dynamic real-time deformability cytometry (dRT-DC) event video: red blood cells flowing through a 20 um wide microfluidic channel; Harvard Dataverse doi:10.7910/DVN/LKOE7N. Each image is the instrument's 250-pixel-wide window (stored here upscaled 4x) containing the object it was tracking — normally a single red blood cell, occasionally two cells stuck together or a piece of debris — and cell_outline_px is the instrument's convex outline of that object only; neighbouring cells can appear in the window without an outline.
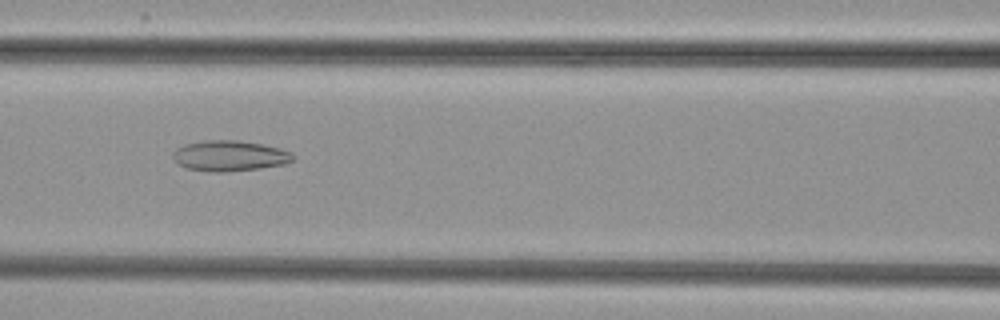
{"species": "common noctule bat (a hibernating species)", "species_latin": "Nyctalus noctula", "temperature_condition": "cold", "stored_images_in_passage": 53, "camera_frame_rate_fps": 3000, "um_per_image_px": 0.085, "animal": {"sex": "female", "body_mass_g": 29.2, "forearm_length_mm": 56.3}, "frame": {"image": 1, "passage_image": 24, "time_ms": 7.667, "image_size_px": [1000, 320], "cell_outline_px": [[292, 160], [284, 164], [260, 168], [224, 172], [212, 172], [184, 168], [176, 164], [172, 160], [172, 152], [176, 148], [184, 144], [204, 140], [236, 140], [264, 144], [280, 148], [292, 152]], "centroid_in_image_um": [19.44, 13.24], "position_along_channel_um": 147.2, "area_um2": 21.68}}
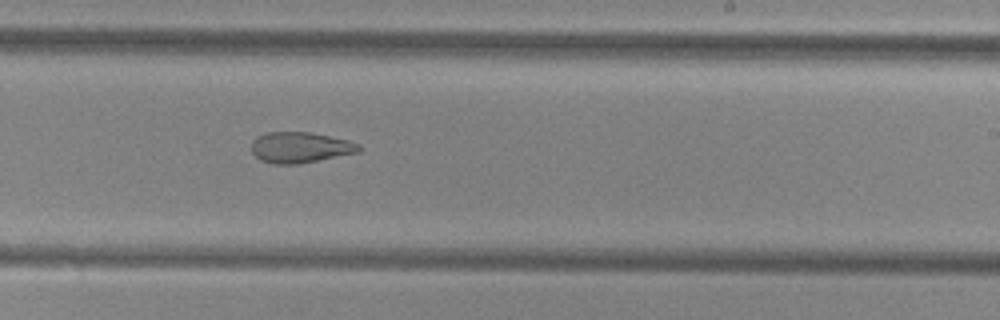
{"frame": {"image": 2, "passage_image": 33, "time_ms": 10.667, "image_size_px": [1000, 320], "cell_outline_px": [[364, 148], [360, 152], [300, 164], [276, 164], [260, 160], [252, 152], [252, 140], [256, 136], [268, 132], [308, 132], [348, 140], [360, 144]], "centroid_in_image_um": [25.54, 12.53], "position_along_channel_um": 263.5, "area_um2": 19.42}}
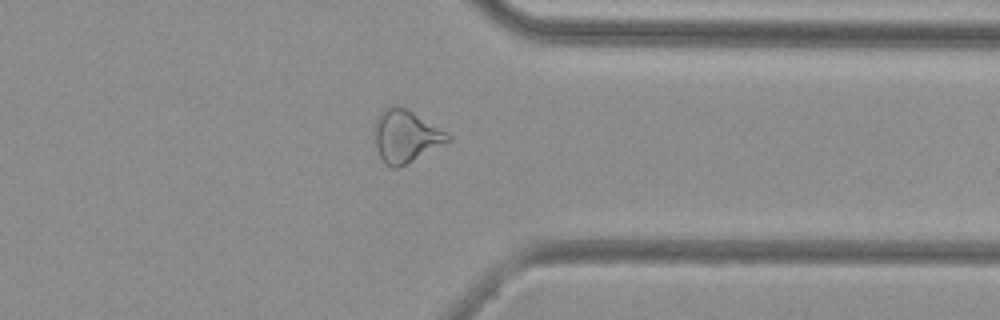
{"frame": {"image": 3, "passage_image": 42, "time_ms": 13.667, "image_size_px": [1000, 320], "cell_outline_px": [[452, 140], [396, 168], [392, 168], [384, 164], [376, 148], [376, 120], [380, 112], [392, 104], [396, 104], [412, 112], [452, 136]], "centroid_in_image_um": [34.47, 11.57], "position_along_channel_um": 376.9, "area_um2": 21.73}}